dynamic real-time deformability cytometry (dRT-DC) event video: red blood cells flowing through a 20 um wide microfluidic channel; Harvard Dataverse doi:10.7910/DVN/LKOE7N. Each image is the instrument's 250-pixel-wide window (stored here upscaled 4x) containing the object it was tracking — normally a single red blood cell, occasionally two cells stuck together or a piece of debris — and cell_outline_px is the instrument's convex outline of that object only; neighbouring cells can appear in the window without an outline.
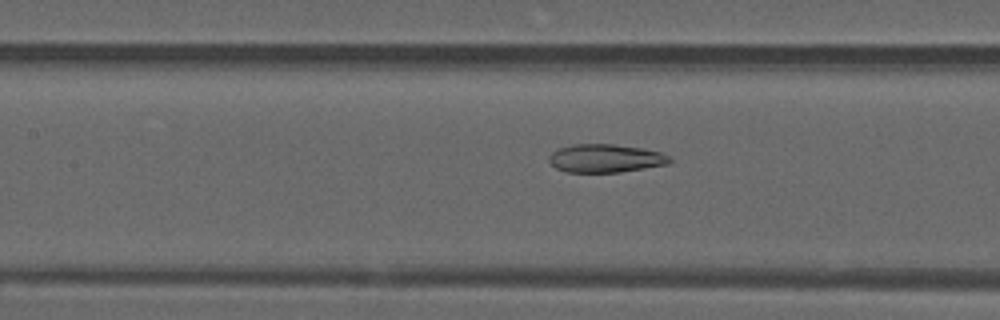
{"species": "common noctule bat (a hibernating species)", "species_latin": "Nyctalus noctula", "temperature_condition": "warm", "stored_images_in_passage": 53, "camera_frame_rate_fps": 3000, "um_per_image_px": 0.085, "animal": {"sex": "male", "forearm_length_mm": 52.5}, "frame": {"image": 1, "passage_image": 24, "time_ms": 7.667, "image_size_px": [1000, 320], "cell_outline_px": [[672, 160], [668, 164], [620, 172], [564, 172], [556, 168], [548, 160], [548, 156], [552, 152], [560, 148], [572, 144], [616, 144], [640, 148], [660, 152], [668, 156]], "centroid_in_image_um": [51.43, 13.46], "position_along_channel_um": 156.0, "area_um2": 19.83}}
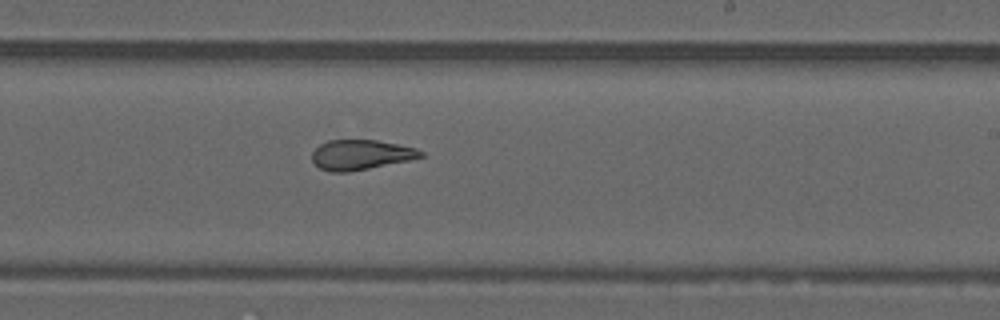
{"frame": {"image": 2, "passage_image": 32, "time_ms": 10.333, "image_size_px": [1000, 320], "cell_outline_px": [[424, 156], [408, 160], [348, 172], [332, 172], [320, 168], [312, 160], [312, 152], [320, 144], [328, 140], [376, 140], [416, 148], [424, 152]], "centroid_in_image_um": [30.65, 13.15], "position_along_channel_um": 258.4, "area_um2": 18.73}}
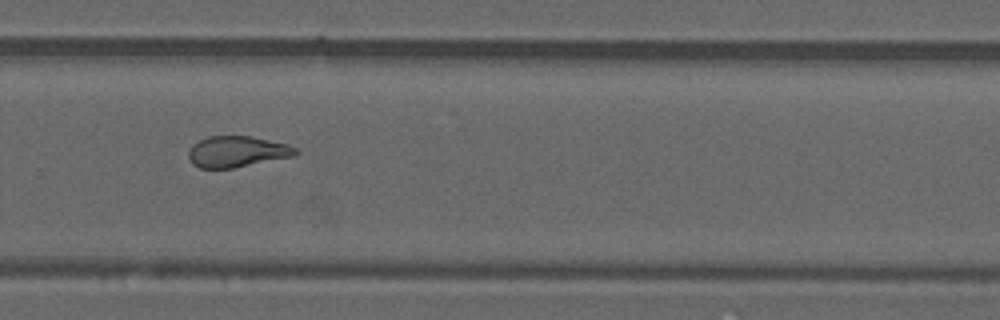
{"frame": {"image": 3, "passage_image": 36, "time_ms": 11.667, "image_size_px": [1000, 320], "cell_outline_px": [[300, 152], [296, 156], [232, 168], [200, 168], [192, 164], [188, 156], [188, 152], [192, 144], [208, 136], [252, 136], [288, 144], [296, 148]], "centroid_in_image_um": [20.17, 12.89], "position_along_channel_um": 309.6, "area_um2": 19.54}, "authors_computed_cell_mechanics": {"area_um2": 22.3686, "velocity_mm_per_s": 3.8604, "shape_relaxation_time_tau1_ms": null, "shape_relaxation_time_tau2_ms": 2.4062, "deformation_change_tau1": null, "deformation_change_tau2": 0.1022}}